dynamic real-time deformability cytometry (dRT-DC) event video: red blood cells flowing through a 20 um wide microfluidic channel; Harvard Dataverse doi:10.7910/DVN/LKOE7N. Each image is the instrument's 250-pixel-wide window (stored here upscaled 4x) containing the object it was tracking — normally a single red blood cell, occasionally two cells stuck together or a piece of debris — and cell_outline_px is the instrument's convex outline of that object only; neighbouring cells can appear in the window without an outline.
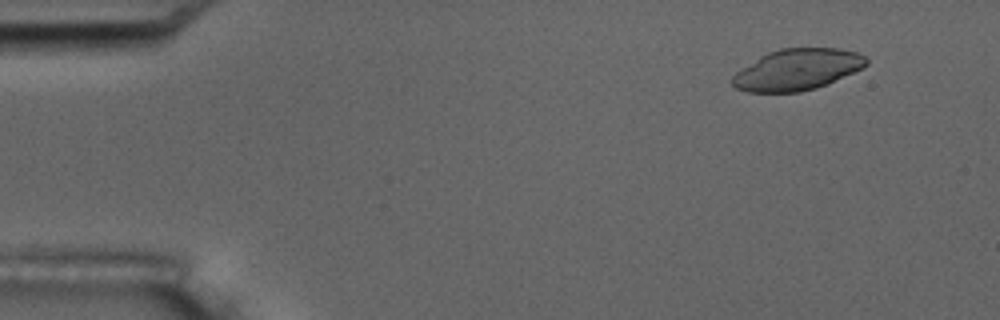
{"species": "common noctule bat (a hibernating species)", "species_latin": "Nyctalus noctula", "temperature_condition": "room temperature", "stored_images_in_passage": 6, "camera_frame_rate_fps": 3000, "um_per_image_px": 0.085, "animal": {"sex": "male", "body_mass_g": 17.5, "forearm_length_mm": 52.3}, "frame": {"image": 1, "passage_image": 2, "time_ms": 1.333, "image_size_px": [1000, 320], "cell_outline_px": [[868, 64], [864, 68], [828, 84], [816, 88], [800, 92], [748, 92], [736, 88], [732, 84], [732, 76], [736, 72], [760, 56], [768, 52], [780, 48], [840, 48], [856, 52], [864, 56], [868, 60]], "centroid_in_image_um": [67.79, 5.91], "position_along_channel_um": 17.2, "area_um2": 32.31}}